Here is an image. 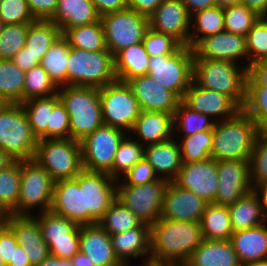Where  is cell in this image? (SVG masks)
<instances>
[{"label": "cell", "instance_id": "obj_1", "mask_svg": "<svg viewBox=\"0 0 267 266\" xmlns=\"http://www.w3.org/2000/svg\"><path fill=\"white\" fill-rule=\"evenodd\" d=\"M150 258L184 265L204 240L200 222L160 218L150 226Z\"/></svg>", "mask_w": 267, "mask_h": 266}, {"label": "cell", "instance_id": "obj_2", "mask_svg": "<svg viewBox=\"0 0 267 266\" xmlns=\"http://www.w3.org/2000/svg\"><path fill=\"white\" fill-rule=\"evenodd\" d=\"M259 130L243 110L230 119L215 123L211 157L217 161L249 160Z\"/></svg>", "mask_w": 267, "mask_h": 266}, {"label": "cell", "instance_id": "obj_3", "mask_svg": "<svg viewBox=\"0 0 267 266\" xmlns=\"http://www.w3.org/2000/svg\"><path fill=\"white\" fill-rule=\"evenodd\" d=\"M57 95L69 114L71 139L80 142L104 124L99 88L66 85Z\"/></svg>", "mask_w": 267, "mask_h": 266}, {"label": "cell", "instance_id": "obj_4", "mask_svg": "<svg viewBox=\"0 0 267 266\" xmlns=\"http://www.w3.org/2000/svg\"><path fill=\"white\" fill-rule=\"evenodd\" d=\"M248 69L227 60L193 59L192 81L229 96L241 109L246 98Z\"/></svg>", "mask_w": 267, "mask_h": 266}, {"label": "cell", "instance_id": "obj_5", "mask_svg": "<svg viewBox=\"0 0 267 266\" xmlns=\"http://www.w3.org/2000/svg\"><path fill=\"white\" fill-rule=\"evenodd\" d=\"M114 55L109 50L71 48L67 61V85L103 88L117 81Z\"/></svg>", "mask_w": 267, "mask_h": 266}, {"label": "cell", "instance_id": "obj_6", "mask_svg": "<svg viewBox=\"0 0 267 266\" xmlns=\"http://www.w3.org/2000/svg\"><path fill=\"white\" fill-rule=\"evenodd\" d=\"M37 143L22 104L0 108V149L14 160L33 159Z\"/></svg>", "mask_w": 267, "mask_h": 266}, {"label": "cell", "instance_id": "obj_7", "mask_svg": "<svg viewBox=\"0 0 267 266\" xmlns=\"http://www.w3.org/2000/svg\"><path fill=\"white\" fill-rule=\"evenodd\" d=\"M33 159L54 182L74 179L83 170L81 144L71 138L38 140Z\"/></svg>", "mask_w": 267, "mask_h": 266}, {"label": "cell", "instance_id": "obj_8", "mask_svg": "<svg viewBox=\"0 0 267 266\" xmlns=\"http://www.w3.org/2000/svg\"><path fill=\"white\" fill-rule=\"evenodd\" d=\"M20 172L17 215L32 216L50 211L54 181L49 173L34 159L20 160Z\"/></svg>", "mask_w": 267, "mask_h": 266}, {"label": "cell", "instance_id": "obj_9", "mask_svg": "<svg viewBox=\"0 0 267 266\" xmlns=\"http://www.w3.org/2000/svg\"><path fill=\"white\" fill-rule=\"evenodd\" d=\"M193 59L194 52L189 46L170 55L150 57L148 75L182 99L192 83Z\"/></svg>", "mask_w": 267, "mask_h": 266}, {"label": "cell", "instance_id": "obj_10", "mask_svg": "<svg viewBox=\"0 0 267 266\" xmlns=\"http://www.w3.org/2000/svg\"><path fill=\"white\" fill-rule=\"evenodd\" d=\"M107 49L115 56L122 49L142 43L149 17L130 8L101 16Z\"/></svg>", "mask_w": 267, "mask_h": 266}, {"label": "cell", "instance_id": "obj_11", "mask_svg": "<svg viewBox=\"0 0 267 266\" xmlns=\"http://www.w3.org/2000/svg\"><path fill=\"white\" fill-rule=\"evenodd\" d=\"M100 101L103 123L129 134L141 109L127 82L117 80L100 88Z\"/></svg>", "mask_w": 267, "mask_h": 266}, {"label": "cell", "instance_id": "obj_12", "mask_svg": "<svg viewBox=\"0 0 267 266\" xmlns=\"http://www.w3.org/2000/svg\"><path fill=\"white\" fill-rule=\"evenodd\" d=\"M169 182L160 178L143 185H117L116 198L142 223L151 226L160 219L164 195Z\"/></svg>", "mask_w": 267, "mask_h": 266}, {"label": "cell", "instance_id": "obj_13", "mask_svg": "<svg viewBox=\"0 0 267 266\" xmlns=\"http://www.w3.org/2000/svg\"><path fill=\"white\" fill-rule=\"evenodd\" d=\"M126 135L123 130L105 124L87 135L80 141L83 169L108 174L118 146Z\"/></svg>", "mask_w": 267, "mask_h": 266}, {"label": "cell", "instance_id": "obj_14", "mask_svg": "<svg viewBox=\"0 0 267 266\" xmlns=\"http://www.w3.org/2000/svg\"><path fill=\"white\" fill-rule=\"evenodd\" d=\"M74 179L83 187L84 225L97 224L116 199L117 181L107 173L84 169Z\"/></svg>", "mask_w": 267, "mask_h": 266}, {"label": "cell", "instance_id": "obj_15", "mask_svg": "<svg viewBox=\"0 0 267 266\" xmlns=\"http://www.w3.org/2000/svg\"><path fill=\"white\" fill-rule=\"evenodd\" d=\"M38 214V215H37ZM42 237L49 248L50 255L71 259L80 248V225L51 211L37 213Z\"/></svg>", "mask_w": 267, "mask_h": 266}, {"label": "cell", "instance_id": "obj_16", "mask_svg": "<svg viewBox=\"0 0 267 266\" xmlns=\"http://www.w3.org/2000/svg\"><path fill=\"white\" fill-rule=\"evenodd\" d=\"M218 190L214 204L229 206L252 191L249 160H218Z\"/></svg>", "mask_w": 267, "mask_h": 266}, {"label": "cell", "instance_id": "obj_17", "mask_svg": "<svg viewBox=\"0 0 267 266\" xmlns=\"http://www.w3.org/2000/svg\"><path fill=\"white\" fill-rule=\"evenodd\" d=\"M173 182L192 191L207 203H213L218 190L217 160L210 157L198 162H183Z\"/></svg>", "mask_w": 267, "mask_h": 266}, {"label": "cell", "instance_id": "obj_18", "mask_svg": "<svg viewBox=\"0 0 267 266\" xmlns=\"http://www.w3.org/2000/svg\"><path fill=\"white\" fill-rule=\"evenodd\" d=\"M193 52L194 59L227 60L239 65L243 64L248 69L246 37L243 35L224 30L215 35L203 38L193 48Z\"/></svg>", "mask_w": 267, "mask_h": 266}, {"label": "cell", "instance_id": "obj_19", "mask_svg": "<svg viewBox=\"0 0 267 266\" xmlns=\"http://www.w3.org/2000/svg\"><path fill=\"white\" fill-rule=\"evenodd\" d=\"M181 102L193 111L208 115L216 123L230 119L242 110L229 96L199 87L193 81Z\"/></svg>", "mask_w": 267, "mask_h": 266}, {"label": "cell", "instance_id": "obj_20", "mask_svg": "<svg viewBox=\"0 0 267 266\" xmlns=\"http://www.w3.org/2000/svg\"><path fill=\"white\" fill-rule=\"evenodd\" d=\"M149 26L189 46L191 16L181 0H163L149 16Z\"/></svg>", "mask_w": 267, "mask_h": 266}, {"label": "cell", "instance_id": "obj_21", "mask_svg": "<svg viewBox=\"0 0 267 266\" xmlns=\"http://www.w3.org/2000/svg\"><path fill=\"white\" fill-rule=\"evenodd\" d=\"M141 110L174 114L181 99L148 74L127 81Z\"/></svg>", "mask_w": 267, "mask_h": 266}, {"label": "cell", "instance_id": "obj_22", "mask_svg": "<svg viewBox=\"0 0 267 266\" xmlns=\"http://www.w3.org/2000/svg\"><path fill=\"white\" fill-rule=\"evenodd\" d=\"M207 204L192 191L180 188L170 181L165 191L160 218L200 222Z\"/></svg>", "mask_w": 267, "mask_h": 266}, {"label": "cell", "instance_id": "obj_23", "mask_svg": "<svg viewBox=\"0 0 267 266\" xmlns=\"http://www.w3.org/2000/svg\"><path fill=\"white\" fill-rule=\"evenodd\" d=\"M6 224L14 232L17 243L27 252L31 266H38L50 255L40 225L33 215L11 214L7 216Z\"/></svg>", "mask_w": 267, "mask_h": 266}, {"label": "cell", "instance_id": "obj_24", "mask_svg": "<svg viewBox=\"0 0 267 266\" xmlns=\"http://www.w3.org/2000/svg\"><path fill=\"white\" fill-rule=\"evenodd\" d=\"M79 251L95 266H125L115 254L110 235L98 223L80 226Z\"/></svg>", "mask_w": 267, "mask_h": 266}, {"label": "cell", "instance_id": "obj_25", "mask_svg": "<svg viewBox=\"0 0 267 266\" xmlns=\"http://www.w3.org/2000/svg\"><path fill=\"white\" fill-rule=\"evenodd\" d=\"M173 115L141 110L129 134L143 146L166 141L174 137Z\"/></svg>", "mask_w": 267, "mask_h": 266}, {"label": "cell", "instance_id": "obj_26", "mask_svg": "<svg viewBox=\"0 0 267 266\" xmlns=\"http://www.w3.org/2000/svg\"><path fill=\"white\" fill-rule=\"evenodd\" d=\"M50 211L77 225H84L83 187L75 179L54 182Z\"/></svg>", "mask_w": 267, "mask_h": 266}, {"label": "cell", "instance_id": "obj_27", "mask_svg": "<svg viewBox=\"0 0 267 266\" xmlns=\"http://www.w3.org/2000/svg\"><path fill=\"white\" fill-rule=\"evenodd\" d=\"M112 247L118 259L125 265L131 266L133 258H150V225L143 223L141 226L123 233L110 236Z\"/></svg>", "mask_w": 267, "mask_h": 266}, {"label": "cell", "instance_id": "obj_28", "mask_svg": "<svg viewBox=\"0 0 267 266\" xmlns=\"http://www.w3.org/2000/svg\"><path fill=\"white\" fill-rule=\"evenodd\" d=\"M144 157L152 165L158 177L168 181H173L177 177L183 164L178 139L175 137L146 145Z\"/></svg>", "mask_w": 267, "mask_h": 266}, {"label": "cell", "instance_id": "obj_29", "mask_svg": "<svg viewBox=\"0 0 267 266\" xmlns=\"http://www.w3.org/2000/svg\"><path fill=\"white\" fill-rule=\"evenodd\" d=\"M233 232L254 228L267 222L265 201L257 189H253L228 206Z\"/></svg>", "mask_w": 267, "mask_h": 266}, {"label": "cell", "instance_id": "obj_30", "mask_svg": "<svg viewBox=\"0 0 267 266\" xmlns=\"http://www.w3.org/2000/svg\"><path fill=\"white\" fill-rule=\"evenodd\" d=\"M230 241L241 264L267 261V222L233 232Z\"/></svg>", "mask_w": 267, "mask_h": 266}, {"label": "cell", "instance_id": "obj_31", "mask_svg": "<svg viewBox=\"0 0 267 266\" xmlns=\"http://www.w3.org/2000/svg\"><path fill=\"white\" fill-rule=\"evenodd\" d=\"M92 0H58L57 9L50 19L62 32V35L70 28L83 26L100 21Z\"/></svg>", "mask_w": 267, "mask_h": 266}, {"label": "cell", "instance_id": "obj_32", "mask_svg": "<svg viewBox=\"0 0 267 266\" xmlns=\"http://www.w3.org/2000/svg\"><path fill=\"white\" fill-rule=\"evenodd\" d=\"M185 266H241L230 240L204 239Z\"/></svg>", "mask_w": 267, "mask_h": 266}, {"label": "cell", "instance_id": "obj_33", "mask_svg": "<svg viewBox=\"0 0 267 266\" xmlns=\"http://www.w3.org/2000/svg\"><path fill=\"white\" fill-rule=\"evenodd\" d=\"M150 56L143 43L126 47L114 56L115 73L118 81L127 82L131 78L148 74Z\"/></svg>", "mask_w": 267, "mask_h": 266}, {"label": "cell", "instance_id": "obj_34", "mask_svg": "<svg viewBox=\"0 0 267 266\" xmlns=\"http://www.w3.org/2000/svg\"><path fill=\"white\" fill-rule=\"evenodd\" d=\"M204 239L230 240L233 234L228 206L208 203L200 219Z\"/></svg>", "mask_w": 267, "mask_h": 266}, {"label": "cell", "instance_id": "obj_35", "mask_svg": "<svg viewBox=\"0 0 267 266\" xmlns=\"http://www.w3.org/2000/svg\"><path fill=\"white\" fill-rule=\"evenodd\" d=\"M189 47L194 48L203 38L225 30L224 8L214 6L191 16Z\"/></svg>", "mask_w": 267, "mask_h": 266}, {"label": "cell", "instance_id": "obj_36", "mask_svg": "<svg viewBox=\"0 0 267 266\" xmlns=\"http://www.w3.org/2000/svg\"><path fill=\"white\" fill-rule=\"evenodd\" d=\"M69 53V42L61 35L40 61L41 67L48 73L50 79L57 87L67 85V61Z\"/></svg>", "mask_w": 267, "mask_h": 266}, {"label": "cell", "instance_id": "obj_37", "mask_svg": "<svg viewBox=\"0 0 267 266\" xmlns=\"http://www.w3.org/2000/svg\"><path fill=\"white\" fill-rule=\"evenodd\" d=\"M58 101V95L54 94L49 97L32 98L21 103L37 140L47 139V126H50L51 112Z\"/></svg>", "mask_w": 267, "mask_h": 266}, {"label": "cell", "instance_id": "obj_38", "mask_svg": "<svg viewBox=\"0 0 267 266\" xmlns=\"http://www.w3.org/2000/svg\"><path fill=\"white\" fill-rule=\"evenodd\" d=\"M61 35V29L52 21L35 20L29 25L25 47L40 62Z\"/></svg>", "mask_w": 267, "mask_h": 266}, {"label": "cell", "instance_id": "obj_39", "mask_svg": "<svg viewBox=\"0 0 267 266\" xmlns=\"http://www.w3.org/2000/svg\"><path fill=\"white\" fill-rule=\"evenodd\" d=\"M63 36L68 40L71 48L87 51L108 50L101 20L91 24L70 28Z\"/></svg>", "mask_w": 267, "mask_h": 266}, {"label": "cell", "instance_id": "obj_40", "mask_svg": "<svg viewBox=\"0 0 267 266\" xmlns=\"http://www.w3.org/2000/svg\"><path fill=\"white\" fill-rule=\"evenodd\" d=\"M24 85L25 71L12 60H0V97L5 103L21 104Z\"/></svg>", "mask_w": 267, "mask_h": 266}, {"label": "cell", "instance_id": "obj_41", "mask_svg": "<svg viewBox=\"0 0 267 266\" xmlns=\"http://www.w3.org/2000/svg\"><path fill=\"white\" fill-rule=\"evenodd\" d=\"M144 154L145 146L127 134L118 146L112 169L108 174L112 179L120 180L133 165L144 158Z\"/></svg>", "mask_w": 267, "mask_h": 266}, {"label": "cell", "instance_id": "obj_42", "mask_svg": "<svg viewBox=\"0 0 267 266\" xmlns=\"http://www.w3.org/2000/svg\"><path fill=\"white\" fill-rule=\"evenodd\" d=\"M20 180V160L0 170V207L7 215H17Z\"/></svg>", "mask_w": 267, "mask_h": 266}, {"label": "cell", "instance_id": "obj_43", "mask_svg": "<svg viewBox=\"0 0 267 266\" xmlns=\"http://www.w3.org/2000/svg\"><path fill=\"white\" fill-rule=\"evenodd\" d=\"M98 224L111 236L137 228L143 223L116 198Z\"/></svg>", "mask_w": 267, "mask_h": 266}, {"label": "cell", "instance_id": "obj_44", "mask_svg": "<svg viewBox=\"0 0 267 266\" xmlns=\"http://www.w3.org/2000/svg\"><path fill=\"white\" fill-rule=\"evenodd\" d=\"M215 123L208 115L193 111L180 102L173 115L174 137L213 130Z\"/></svg>", "mask_w": 267, "mask_h": 266}, {"label": "cell", "instance_id": "obj_45", "mask_svg": "<svg viewBox=\"0 0 267 266\" xmlns=\"http://www.w3.org/2000/svg\"><path fill=\"white\" fill-rule=\"evenodd\" d=\"M175 138H179L178 143L183 162H198L211 157L213 130L200 131L189 136Z\"/></svg>", "mask_w": 267, "mask_h": 266}, {"label": "cell", "instance_id": "obj_46", "mask_svg": "<svg viewBox=\"0 0 267 266\" xmlns=\"http://www.w3.org/2000/svg\"><path fill=\"white\" fill-rule=\"evenodd\" d=\"M57 91L58 87L40 64L25 72L23 102L32 98L49 97L57 94Z\"/></svg>", "mask_w": 267, "mask_h": 266}, {"label": "cell", "instance_id": "obj_47", "mask_svg": "<svg viewBox=\"0 0 267 266\" xmlns=\"http://www.w3.org/2000/svg\"><path fill=\"white\" fill-rule=\"evenodd\" d=\"M259 18L260 16L256 12L242 3L224 8V28L227 32L246 37Z\"/></svg>", "mask_w": 267, "mask_h": 266}, {"label": "cell", "instance_id": "obj_48", "mask_svg": "<svg viewBox=\"0 0 267 266\" xmlns=\"http://www.w3.org/2000/svg\"><path fill=\"white\" fill-rule=\"evenodd\" d=\"M250 181L257 189L267 180V130L260 129L249 159Z\"/></svg>", "mask_w": 267, "mask_h": 266}, {"label": "cell", "instance_id": "obj_49", "mask_svg": "<svg viewBox=\"0 0 267 266\" xmlns=\"http://www.w3.org/2000/svg\"><path fill=\"white\" fill-rule=\"evenodd\" d=\"M30 23L6 25L0 33V60H12L25 47Z\"/></svg>", "mask_w": 267, "mask_h": 266}, {"label": "cell", "instance_id": "obj_50", "mask_svg": "<svg viewBox=\"0 0 267 266\" xmlns=\"http://www.w3.org/2000/svg\"><path fill=\"white\" fill-rule=\"evenodd\" d=\"M242 110L260 129L267 128V88L246 87V98Z\"/></svg>", "mask_w": 267, "mask_h": 266}, {"label": "cell", "instance_id": "obj_51", "mask_svg": "<svg viewBox=\"0 0 267 266\" xmlns=\"http://www.w3.org/2000/svg\"><path fill=\"white\" fill-rule=\"evenodd\" d=\"M246 44L248 69L254 63L267 60V25L261 18L248 31Z\"/></svg>", "mask_w": 267, "mask_h": 266}, {"label": "cell", "instance_id": "obj_52", "mask_svg": "<svg viewBox=\"0 0 267 266\" xmlns=\"http://www.w3.org/2000/svg\"><path fill=\"white\" fill-rule=\"evenodd\" d=\"M142 43L150 57L170 55L183 46L173 36L157 32L150 27L147 29Z\"/></svg>", "mask_w": 267, "mask_h": 266}, {"label": "cell", "instance_id": "obj_53", "mask_svg": "<svg viewBox=\"0 0 267 266\" xmlns=\"http://www.w3.org/2000/svg\"><path fill=\"white\" fill-rule=\"evenodd\" d=\"M0 19L6 25L35 21L26 0H0Z\"/></svg>", "mask_w": 267, "mask_h": 266}, {"label": "cell", "instance_id": "obj_54", "mask_svg": "<svg viewBox=\"0 0 267 266\" xmlns=\"http://www.w3.org/2000/svg\"><path fill=\"white\" fill-rule=\"evenodd\" d=\"M160 179L152 165L144 157L117 181V185H143Z\"/></svg>", "mask_w": 267, "mask_h": 266}, {"label": "cell", "instance_id": "obj_55", "mask_svg": "<svg viewBox=\"0 0 267 266\" xmlns=\"http://www.w3.org/2000/svg\"><path fill=\"white\" fill-rule=\"evenodd\" d=\"M70 138L69 114L59 100L51 112L50 126H47V139Z\"/></svg>", "mask_w": 267, "mask_h": 266}, {"label": "cell", "instance_id": "obj_56", "mask_svg": "<svg viewBox=\"0 0 267 266\" xmlns=\"http://www.w3.org/2000/svg\"><path fill=\"white\" fill-rule=\"evenodd\" d=\"M18 243L12 229L5 223L0 226V259L7 265L13 261L14 249Z\"/></svg>", "mask_w": 267, "mask_h": 266}, {"label": "cell", "instance_id": "obj_57", "mask_svg": "<svg viewBox=\"0 0 267 266\" xmlns=\"http://www.w3.org/2000/svg\"><path fill=\"white\" fill-rule=\"evenodd\" d=\"M35 20H50L58 5V0H26Z\"/></svg>", "mask_w": 267, "mask_h": 266}, {"label": "cell", "instance_id": "obj_58", "mask_svg": "<svg viewBox=\"0 0 267 266\" xmlns=\"http://www.w3.org/2000/svg\"><path fill=\"white\" fill-rule=\"evenodd\" d=\"M246 87L267 88V60L254 63L249 67Z\"/></svg>", "mask_w": 267, "mask_h": 266}, {"label": "cell", "instance_id": "obj_59", "mask_svg": "<svg viewBox=\"0 0 267 266\" xmlns=\"http://www.w3.org/2000/svg\"><path fill=\"white\" fill-rule=\"evenodd\" d=\"M12 61L17 67L25 72L40 64L37 57H34L30 52H28V49L26 47L21 48L14 55Z\"/></svg>", "mask_w": 267, "mask_h": 266}, {"label": "cell", "instance_id": "obj_60", "mask_svg": "<svg viewBox=\"0 0 267 266\" xmlns=\"http://www.w3.org/2000/svg\"><path fill=\"white\" fill-rule=\"evenodd\" d=\"M98 13L103 14L128 8V0H92Z\"/></svg>", "mask_w": 267, "mask_h": 266}, {"label": "cell", "instance_id": "obj_61", "mask_svg": "<svg viewBox=\"0 0 267 266\" xmlns=\"http://www.w3.org/2000/svg\"><path fill=\"white\" fill-rule=\"evenodd\" d=\"M163 0H128V8L150 16Z\"/></svg>", "mask_w": 267, "mask_h": 266}, {"label": "cell", "instance_id": "obj_62", "mask_svg": "<svg viewBox=\"0 0 267 266\" xmlns=\"http://www.w3.org/2000/svg\"><path fill=\"white\" fill-rule=\"evenodd\" d=\"M181 1L186 6L190 16L199 11L216 6L214 0H181Z\"/></svg>", "mask_w": 267, "mask_h": 266}, {"label": "cell", "instance_id": "obj_63", "mask_svg": "<svg viewBox=\"0 0 267 266\" xmlns=\"http://www.w3.org/2000/svg\"><path fill=\"white\" fill-rule=\"evenodd\" d=\"M6 266H31L27 252L19 244L14 249L13 261H10Z\"/></svg>", "mask_w": 267, "mask_h": 266}, {"label": "cell", "instance_id": "obj_64", "mask_svg": "<svg viewBox=\"0 0 267 266\" xmlns=\"http://www.w3.org/2000/svg\"><path fill=\"white\" fill-rule=\"evenodd\" d=\"M241 3L259 16L267 13V0H241Z\"/></svg>", "mask_w": 267, "mask_h": 266}, {"label": "cell", "instance_id": "obj_65", "mask_svg": "<svg viewBox=\"0 0 267 266\" xmlns=\"http://www.w3.org/2000/svg\"><path fill=\"white\" fill-rule=\"evenodd\" d=\"M38 266H74L71 259H61L52 255H49Z\"/></svg>", "mask_w": 267, "mask_h": 266}, {"label": "cell", "instance_id": "obj_66", "mask_svg": "<svg viewBox=\"0 0 267 266\" xmlns=\"http://www.w3.org/2000/svg\"><path fill=\"white\" fill-rule=\"evenodd\" d=\"M71 261L74 266H95L90 258L81 253L80 251L77 252L72 258Z\"/></svg>", "mask_w": 267, "mask_h": 266}, {"label": "cell", "instance_id": "obj_67", "mask_svg": "<svg viewBox=\"0 0 267 266\" xmlns=\"http://www.w3.org/2000/svg\"><path fill=\"white\" fill-rule=\"evenodd\" d=\"M142 264H138V266H179L176 263H172V262H165V261H157L154 259H146V260H142ZM134 266V265H131Z\"/></svg>", "mask_w": 267, "mask_h": 266}, {"label": "cell", "instance_id": "obj_68", "mask_svg": "<svg viewBox=\"0 0 267 266\" xmlns=\"http://www.w3.org/2000/svg\"><path fill=\"white\" fill-rule=\"evenodd\" d=\"M15 160L2 149H0V170L7 168L11 165Z\"/></svg>", "mask_w": 267, "mask_h": 266}, {"label": "cell", "instance_id": "obj_69", "mask_svg": "<svg viewBox=\"0 0 267 266\" xmlns=\"http://www.w3.org/2000/svg\"><path fill=\"white\" fill-rule=\"evenodd\" d=\"M216 6L225 8L228 6L241 4V0H214Z\"/></svg>", "mask_w": 267, "mask_h": 266}, {"label": "cell", "instance_id": "obj_70", "mask_svg": "<svg viewBox=\"0 0 267 266\" xmlns=\"http://www.w3.org/2000/svg\"><path fill=\"white\" fill-rule=\"evenodd\" d=\"M257 190L260 192V194L262 195L263 200L265 201V209L267 212V180L265 182H263L258 188Z\"/></svg>", "mask_w": 267, "mask_h": 266}, {"label": "cell", "instance_id": "obj_71", "mask_svg": "<svg viewBox=\"0 0 267 266\" xmlns=\"http://www.w3.org/2000/svg\"><path fill=\"white\" fill-rule=\"evenodd\" d=\"M7 216L8 215L0 207V226L6 223Z\"/></svg>", "mask_w": 267, "mask_h": 266}, {"label": "cell", "instance_id": "obj_72", "mask_svg": "<svg viewBox=\"0 0 267 266\" xmlns=\"http://www.w3.org/2000/svg\"><path fill=\"white\" fill-rule=\"evenodd\" d=\"M241 266H267V261H265V262L245 263V264H241Z\"/></svg>", "mask_w": 267, "mask_h": 266}, {"label": "cell", "instance_id": "obj_73", "mask_svg": "<svg viewBox=\"0 0 267 266\" xmlns=\"http://www.w3.org/2000/svg\"><path fill=\"white\" fill-rule=\"evenodd\" d=\"M260 18L263 20V22L267 25V13L262 14Z\"/></svg>", "mask_w": 267, "mask_h": 266}, {"label": "cell", "instance_id": "obj_74", "mask_svg": "<svg viewBox=\"0 0 267 266\" xmlns=\"http://www.w3.org/2000/svg\"><path fill=\"white\" fill-rule=\"evenodd\" d=\"M6 24L0 19V33L4 30Z\"/></svg>", "mask_w": 267, "mask_h": 266}, {"label": "cell", "instance_id": "obj_75", "mask_svg": "<svg viewBox=\"0 0 267 266\" xmlns=\"http://www.w3.org/2000/svg\"><path fill=\"white\" fill-rule=\"evenodd\" d=\"M5 104V101L0 97V108H2Z\"/></svg>", "mask_w": 267, "mask_h": 266}, {"label": "cell", "instance_id": "obj_76", "mask_svg": "<svg viewBox=\"0 0 267 266\" xmlns=\"http://www.w3.org/2000/svg\"><path fill=\"white\" fill-rule=\"evenodd\" d=\"M0 266H6L2 259H0Z\"/></svg>", "mask_w": 267, "mask_h": 266}]
</instances>
